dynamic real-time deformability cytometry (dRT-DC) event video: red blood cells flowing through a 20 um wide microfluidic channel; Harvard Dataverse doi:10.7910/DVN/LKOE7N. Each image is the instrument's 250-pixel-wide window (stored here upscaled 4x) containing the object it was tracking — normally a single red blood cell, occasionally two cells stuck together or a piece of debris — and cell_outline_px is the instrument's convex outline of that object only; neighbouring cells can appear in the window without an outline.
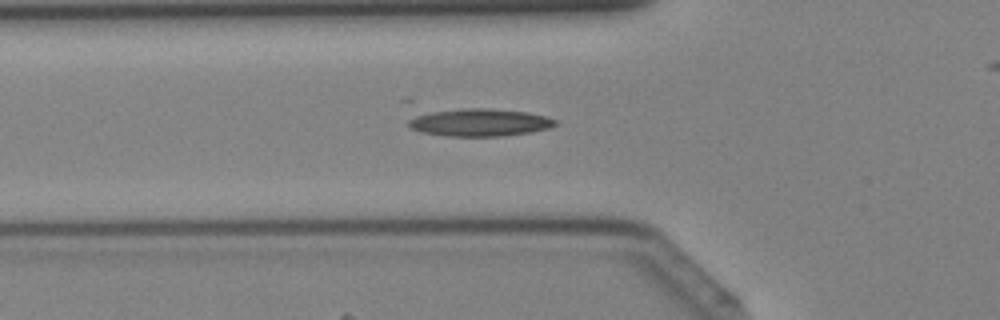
{"species": "Egyptian fruit bat (a non-hibernating species)", "species_latin": "Rousettus aegyptiacus", "temperature_condition": "cold", "stored_images_in_passage": 35, "camera_frame_rate_fps": 3000, "um_per_image_px": 0.085, "animal": {"sex": "female"}, "frame": {"image": 1, "passage_image": 15, "time_ms": 4.667, "image_size_px": [1000, 320], "cell_outline_px": [[556, 124], [548, 128], [532, 132], [504, 136], [444, 136], [420, 132], [408, 128], [408, 120], [416, 112], [468, 108], [484, 108], [528, 112], [544, 116], [556, 120]], "centroid_in_image_um": [40.65, 10.4], "position_along_channel_um": 85.2, "area_um2": 23.99}}
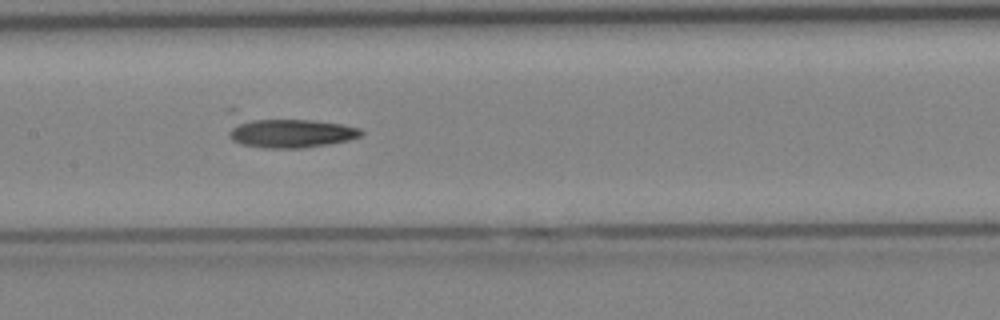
{"frame": {"image": 2, "passage_image": 21, "time_ms": 6.667, "image_size_px": [1000, 320], "cell_outline_px": [[364, 132], [360, 136], [348, 140], [328, 144], [300, 148], [264, 148], [244, 144], [232, 140], [228, 136], [224, 108], [236, 108], [340, 124], [360, 128]], "centroid_in_image_um": [24.12, 11.07], "position_along_channel_um": 183.3, "area_um2": 26.82}}
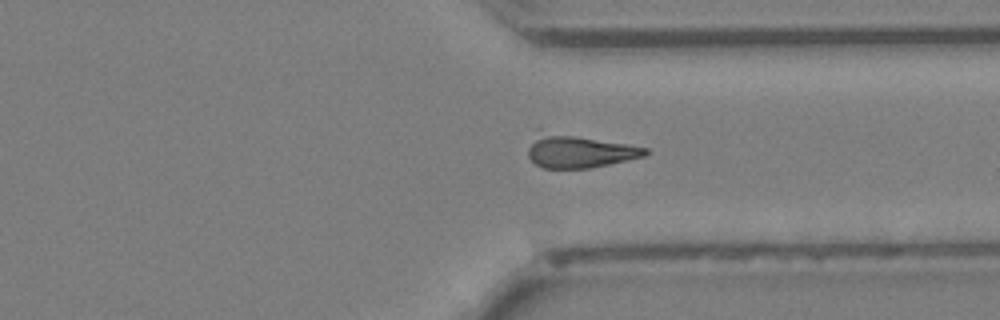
{"frame": {"image": 3, "passage_image": 32, "time_ms": 10.333, "image_size_px": [1000, 320], "cell_outline_px": [[648, 152], [644, 156], [608, 164], [588, 168], [544, 168], [536, 164], [528, 156], [528, 148], [532, 128], [536, 128], [628, 144], [648, 148]], "centroid_in_image_um": [49.08, 12.79], "position_along_channel_um": 362.3, "area_um2": 23.12}}